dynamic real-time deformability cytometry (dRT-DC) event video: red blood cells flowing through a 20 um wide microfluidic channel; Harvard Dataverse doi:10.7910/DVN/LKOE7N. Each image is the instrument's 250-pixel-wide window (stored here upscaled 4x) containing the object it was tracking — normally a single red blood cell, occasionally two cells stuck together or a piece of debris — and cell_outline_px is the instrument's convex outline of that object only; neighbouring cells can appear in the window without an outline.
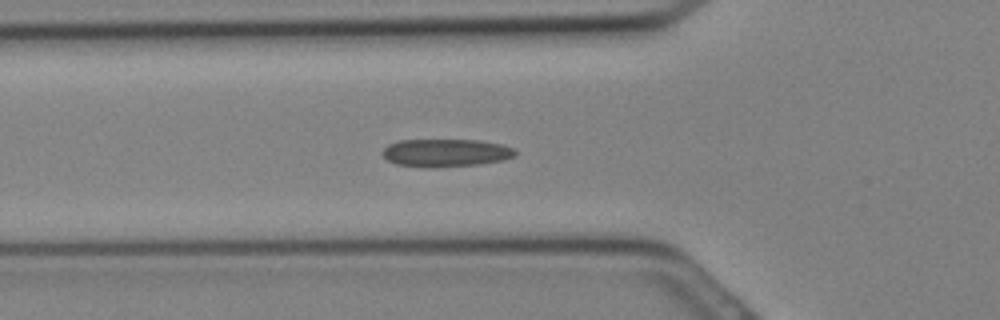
{"species": "Egyptian fruit bat (a non-hibernating species)", "species_latin": "Rousettus aegyptiacus", "temperature_condition": "cold", "stored_images_in_passage": 25, "camera_frame_rate_fps": 3000, "um_per_image_px": 0.085, "animal": {"sex": "female"}, "frame": {"image": 1, "passage_image": 5, "time_ms": 1.333, "image_size_px": [1000, 320], "cell_outline_px": [[516, 152], [512, 156], [504, 160], [476, 164], [396, 164], [388, 160], [384, 156], [384, 148], [388, 144], [400, 140], [480, 140], [500, 144], [512, 148]], "centroid_in_image_um": [37.92, 12.92], "position_along_channel_um": 87.9, "area_um2": 20.11}}
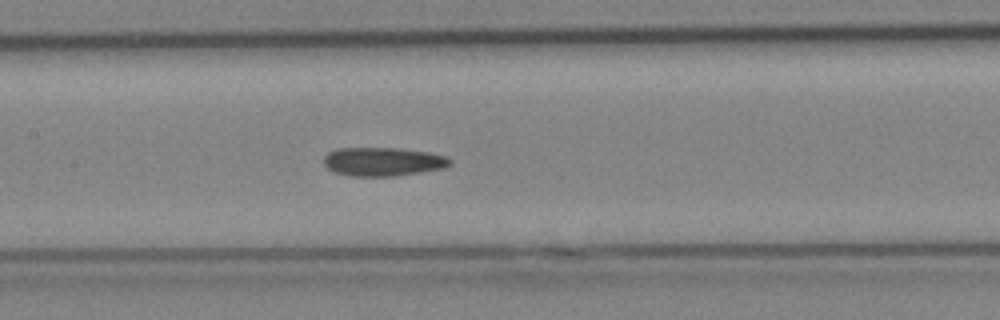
{"frame": {"image": 2, "passage_image": 9, "time_ms": 2.667, "image_size_px": [1000, 320], "cell_outline_px": [[452, 164], [444, 168], [396, 176], [352, 176], [336, 172], [328, 168], [324, 164], [324, 156], [328, 152], [336, 148], [400, 148], [428, 152], [444, 156], [452, 160]], "centroid_in_image_um": [32.55, 13.73], "position_along_channel_um": 174.8, "area_um2": 21.1}}
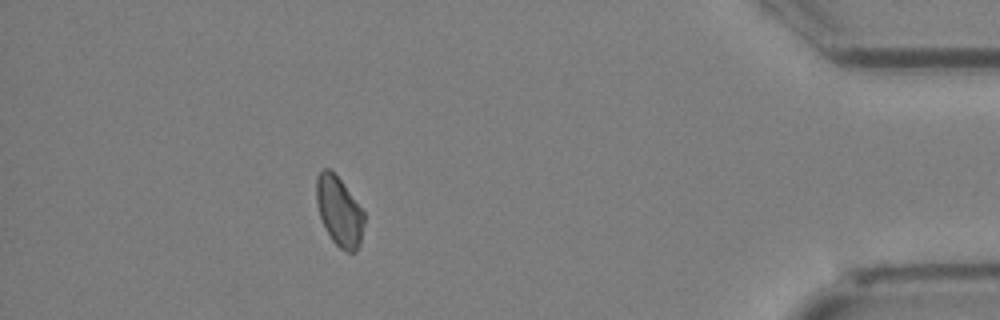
{"frame": {"image": 3, "passage_image": 22, "time_ms": 7.0, "image_size_px": [1000, 320], "cell_outline_px": [[364, 224], [360, 244], [356, 252], [348, 252], [340, 248], [332, 240], [320, 216], [316, 204], [316, 176], [324, 168], [328, 168], [344, 184], [364, 212]], "centroid_in_image_um": [28.83, 17.97], "position_along_channel_um": 406.4, "area_um2": 19.13}}